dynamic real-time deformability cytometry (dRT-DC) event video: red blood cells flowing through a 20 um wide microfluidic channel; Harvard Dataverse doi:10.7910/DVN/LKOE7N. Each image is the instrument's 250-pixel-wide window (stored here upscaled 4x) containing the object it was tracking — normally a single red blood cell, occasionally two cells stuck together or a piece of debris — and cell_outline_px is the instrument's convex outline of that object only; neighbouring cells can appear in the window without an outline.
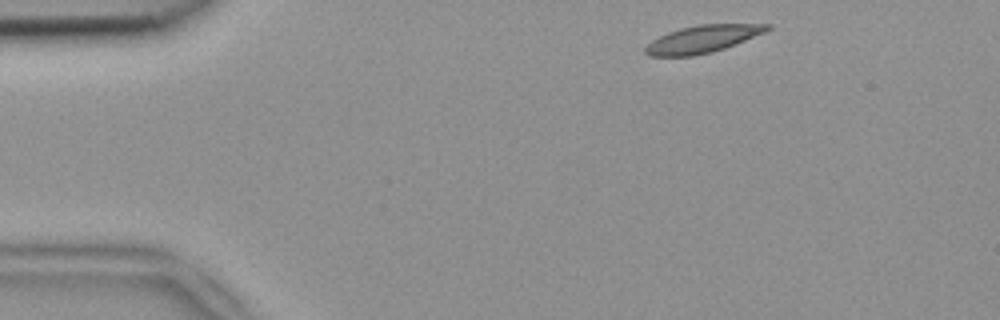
{"species": "common noctule bat (a hibernating species)", "species_latin": "Nyctalus noctula", "temperature_condition": "room temperature", "stored_images_in_passage": 3, "camera_frame_rate_fps": 3000, "um_per_image_px": 0.085, "animal": {"sex": "female", "body_mass_g": 18.4}, "frame": {"image": 1, "passage_image": 1, "time_ms": 0.0, "image_size_px": [1000, 320], "cell_outline_px": [[772, 28], [764, 32], [736, 44], [712, 52], [692, 56], [648, 56], [644, 52], [644, 48], [652, 40], [668, 32], [680, 28], [696, 24], [772, 24]], "centroid_in_image_um": [59.7, 3.31], "position_along_channel_um": 25.3, "area_um2": 19.42}}